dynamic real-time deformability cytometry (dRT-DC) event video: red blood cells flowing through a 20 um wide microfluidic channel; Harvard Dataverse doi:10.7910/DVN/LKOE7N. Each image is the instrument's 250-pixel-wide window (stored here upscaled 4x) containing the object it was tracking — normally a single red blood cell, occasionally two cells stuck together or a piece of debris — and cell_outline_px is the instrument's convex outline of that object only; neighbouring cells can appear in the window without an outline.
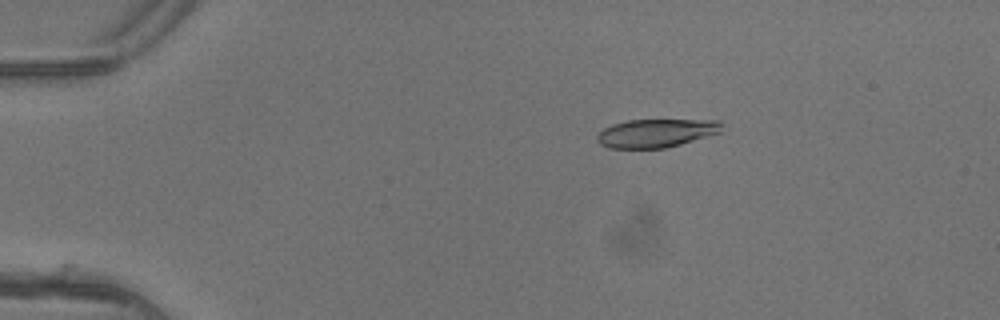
{"species": "common noctule bat (a hibernating species)", "species_latin": "Nyctalus noctula", "temperature_condition": "warm", "stored_images_in_passage": 4, "camera_frame_rate_fps": 3000, "um_per_image_px": 0.085, "animal": {"sex": "female"}, "frame": {"image": 1, "passage_image": 3, "time_ms": 0.667, "image_size_px": [1000, 320], "cell_outline_px": [[720, 132], [680, 144], [664, 148], [608, 148], [600, 144], [596, 140], [596, 136], [604, 128], [612, 124], [628, 120], [720, 120]], "centroid_in_image_um": [55.71, 11.31], "position_along_channel_um": 29.3, "area_um2": 20.4}}